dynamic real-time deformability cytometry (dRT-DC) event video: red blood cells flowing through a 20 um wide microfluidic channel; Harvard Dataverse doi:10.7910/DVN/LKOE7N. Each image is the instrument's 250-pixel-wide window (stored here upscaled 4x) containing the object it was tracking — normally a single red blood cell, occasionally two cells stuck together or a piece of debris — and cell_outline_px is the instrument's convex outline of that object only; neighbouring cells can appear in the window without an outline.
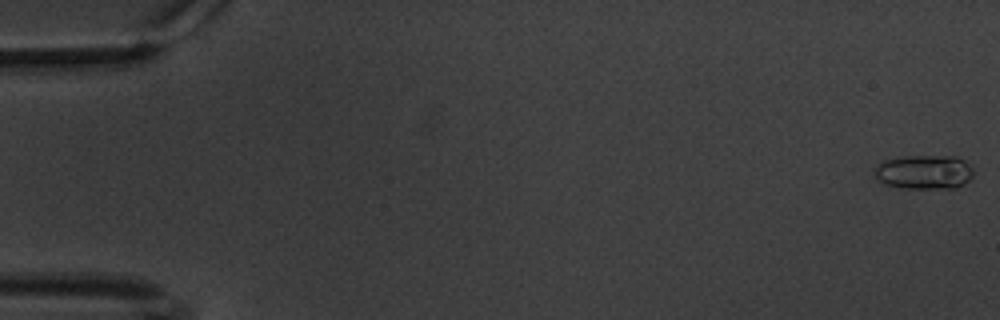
{"species": "common noctule bat (a hibernating species)", "species_latin": "Nyctalus noctula", "temperature_condition": "warm", "stored_images_in_passage": 61, "camera_frame_rate_fps": 3000, "um_per_image_px": 0.085, "animal": {"sex": "male", "body_mass_g": 20.1, "forearm_length_mm": 53.5}, "frame": {"image": 1, "passage_image": 1, "time_ms": 0.0, "image_size_px": [1000, 320], "cell_outline_px": [[972, 176], [964, 184], [956, 188], [904, 188], [884, 184], [876, 180], [876, 168], [884, 160], [900, 156], [956, 156], [972, 164]], "centroid_in_image_um": [78.58, 14.62], "position_along_channel_um": 6.4, "area_um2": 19.83}}
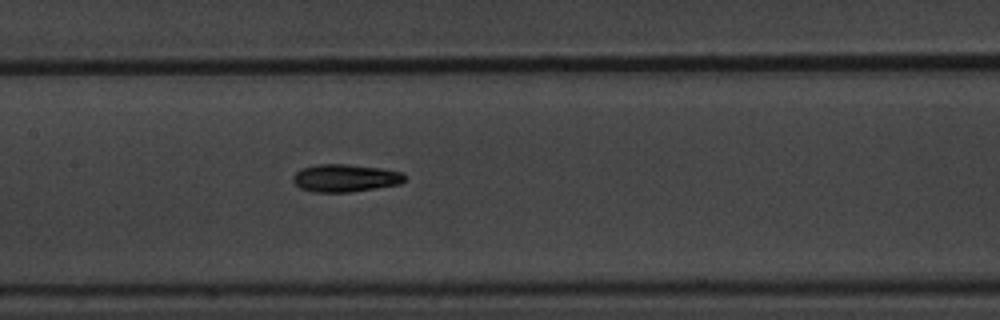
{"frame": {"image": 2, "passage_image": 30, "time_ms": 9.667, "image_size_px": [1000, 320], "cell_outline_px": [[404, 180], [400, 184], [352, 192], [312, 192], [300, 188], [292, 180], [292, 176], [300, 168], [316, 164], [348, 164], [380, 168], [404, 172]], "centroid_in_image_um": [29.32, 15.13], "position_along_channel_um": 178.1, "area_um2": 18.15}}
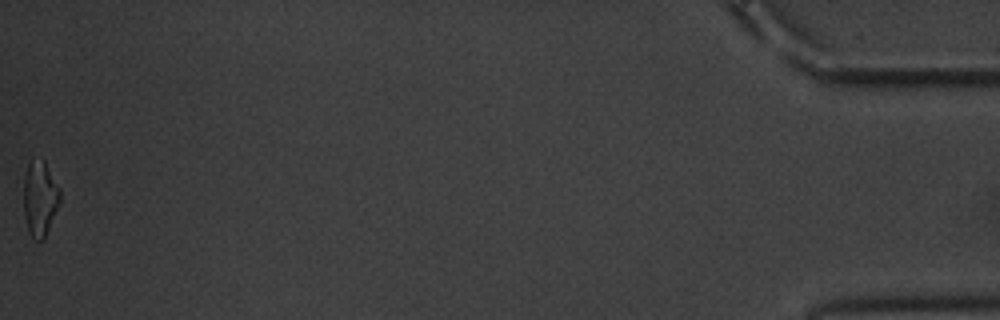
{"frame": {"image": 3, "passage_image": 61, "time_ms": 20.0, "image_size_px": [1000, 320], "cell_outline_px": [[60, 204], [44, 240], [32, 240], [28, 232], [24, 216], [24, 176], [28, 164], [44, 160], [60, 188]], "centroid_in_image_um": [3.4, 16.95], "position_along_channel_um": 431.8, "area_um2": 16.01}, "authors_computed_cell_mechanics": {"area_um2": 17.3978, "velocity_mm_per_s": 3.3843, "shape_relaxation_time_tau1_ms": 5.0808, "shape_relaxation_time_tau2_ms": 5.7395, "deformation_change_tau1": 0.1475, "deformation_change_tau2": 0.1419}}